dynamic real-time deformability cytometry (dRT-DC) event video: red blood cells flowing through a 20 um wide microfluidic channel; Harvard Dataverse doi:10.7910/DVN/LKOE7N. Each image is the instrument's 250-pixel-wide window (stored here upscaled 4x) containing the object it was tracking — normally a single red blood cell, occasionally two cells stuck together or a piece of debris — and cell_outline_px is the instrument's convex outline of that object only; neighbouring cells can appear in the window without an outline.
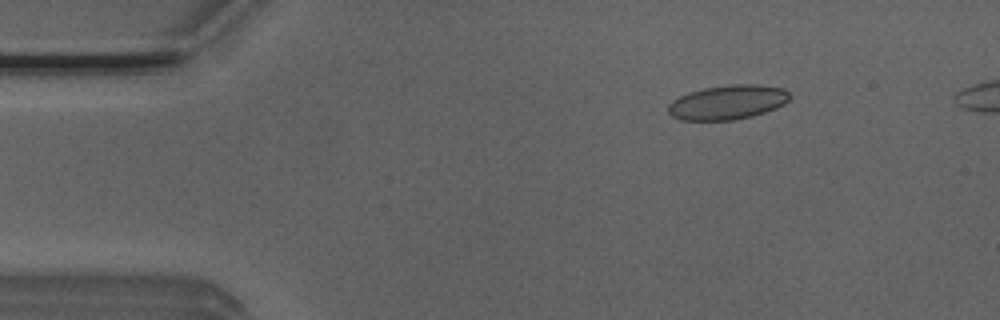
{"species": "Egyptian fruit bat (a non-hibernating species)", "species_latin": "Rousettus aegyptiacus", "temperature_condition": "room temperature", "stored_images_in_passage": 45, "camera_frame_rate_fps": 3000, "um_per_image_px": 0.085, "animal": {"sex": "male"}, "frame": {"image": 1, "passage_image": 3, "time_ms": 0.667, "image_size_px": [1000, 320], "cell_outline_px": [[792, 96], [784, 104], [776, 108], [752, 116], [732, 120], [680, 120], [672, 116], [668, 112], [668, 104], [672, 100], [688, 92], [704, 88], [732, 84], [756, 84], [784, 88]], "centroid_in_image_um": [61.85, 8.69], "position_along_channel_um": 23.2, "area_um2": 24.45}}
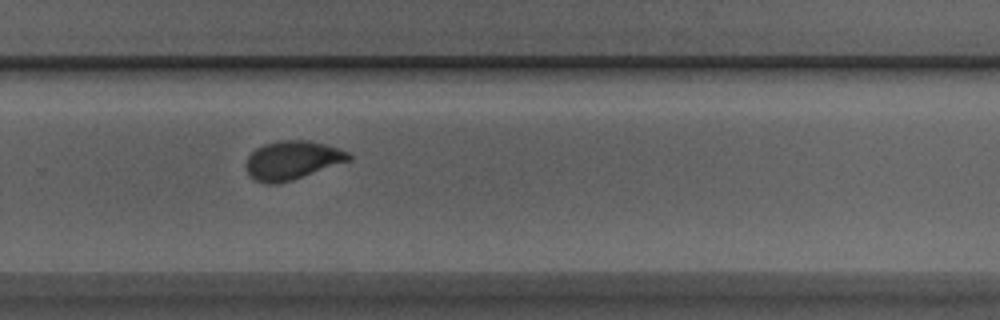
{"frame": {"image": 2, "passage_image": 30, "time_ms": 9.667, "image_size_px": [1000, 320], "cell_outline_px": [[352, 160], [292, 180], [276, 184], [264, 184], [248, 176], [244, 164], [248, 156], [256, 148], [264, 144], [280, 140], [308, 140], [324, 144], [348, 152], [352, 156]], "centroid_in_image_um": [24.81, 13.63], "position_along_channel_um": 305.0, "area_um2": 23.29}}
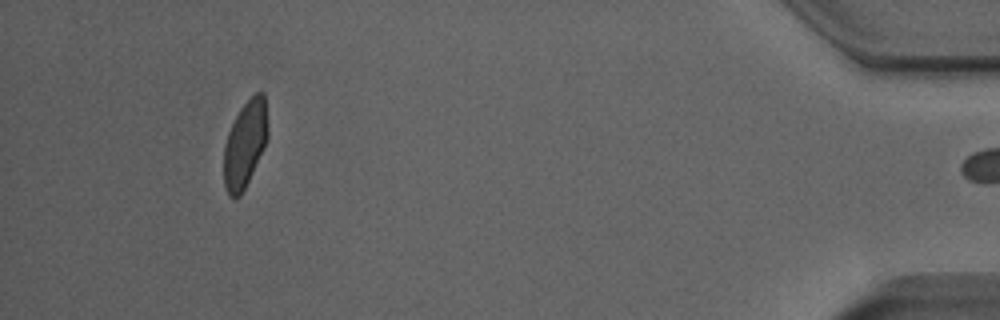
{"frame": {"image": 3, "passage_image": 44, "time_ms": 14.333, "image_size_px": [1000, 320], "cell_outline_px": [[268, 136], [252, 172], [240, 196], [236, 200], [228, 196], [224, 184], [224, 144], [228, 132], [240, 108], [256, 92], [264, 92], [268, 128]], "centroid_in_image_um": [20.81, 12.25], "position_along_channel_um": 414.4, "area_um2": 21.96}, "authors_computed_cell_mechanics": {"area_um2": 23.2934, "velocity_mm_per_s": 3.912, "shape_relaxation_time_tau1_ms": 5.9667, "shape_relaxation_time_tau2_ms": 0.4946, "deformation_change_tau1": 0.1402, "deformation_change_tau2": 0.0578}}